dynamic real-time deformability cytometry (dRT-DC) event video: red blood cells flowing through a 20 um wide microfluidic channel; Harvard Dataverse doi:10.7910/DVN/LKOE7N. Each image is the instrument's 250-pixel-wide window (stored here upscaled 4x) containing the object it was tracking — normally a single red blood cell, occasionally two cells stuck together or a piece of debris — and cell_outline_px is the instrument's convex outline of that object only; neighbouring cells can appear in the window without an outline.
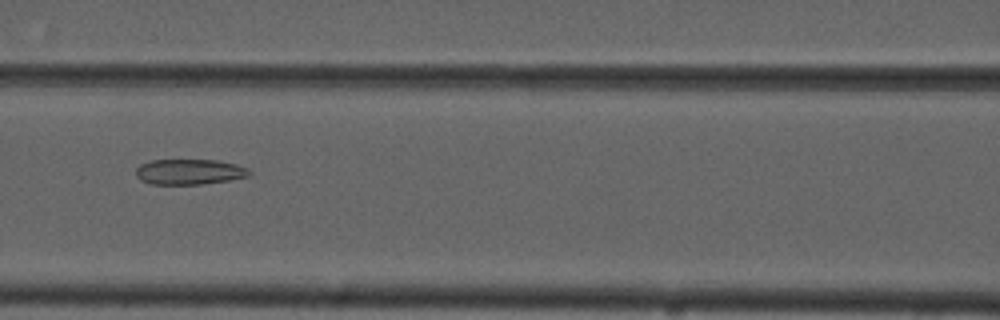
{"species": "common noctule bat (a hibernating species)", "species_latin": "Nyctalus noctula", "temperature_condition": "cold", "stored_images_in_passage": 10, "camera_frame_rate_fps": 3000, "um_per_image_px": 0.085, "animal": {"sex": "male", "forearm_length_mm": 52.5}, "frame": {"image": 1, "passage_image": 6, "time_ms": 7.0, "image_size_px": [1000, 320], "cell_outline_px": [[252, 172], [248, 176], [228, 180], [200, 184], [152, 184], [140, 180], [136, 176], [136, 168], [140, 164], [152, 160], [216, 160], [236, 164], [248, 168]], "centroid_in_image_um": [16.08, 14.6], "position_along_channel_um": 150.5, "area_um2": 16.76}}
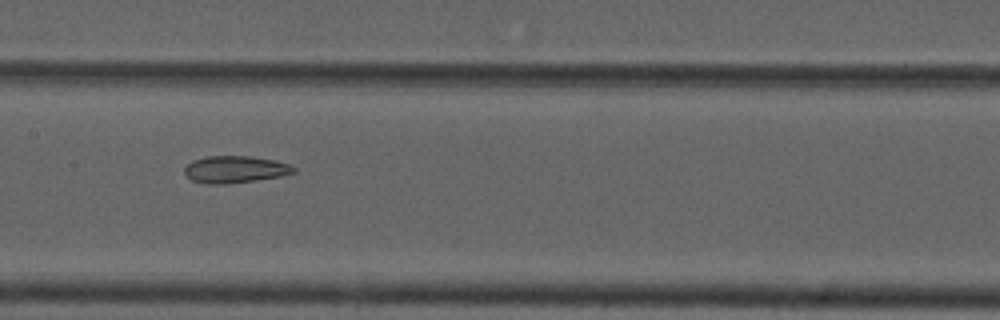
{"frame": {"image": 2, "passage_image": 7, "time_ms": 8.0, "image_size_px": [1000, 320], "cell_outline_px": [[296, 172], [280, 176], [256, 180], [224, 184], [208, 184], [192, 180], [184, 172], [184, 168], [192, 160], [208, 156], [252, 156], [276, 160], [288, 164], [296, 168]], "centroid_in_image_um": [19.99, 14.39], "position_along_channel_um": 187.4, "area_um2": 17.17}}
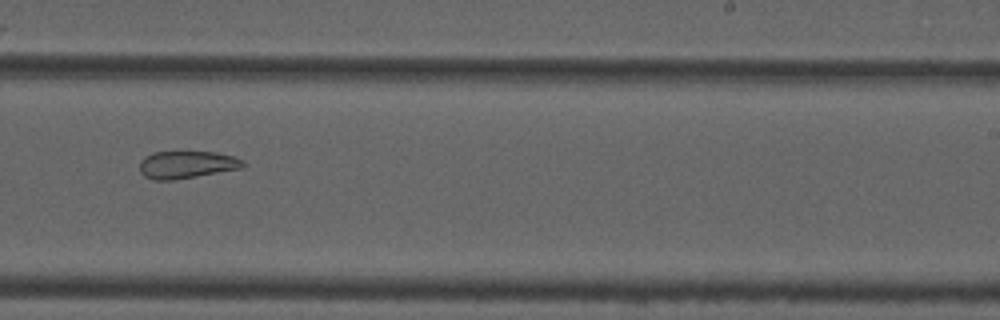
{"frame": {"image": 3, "passage_image": 9, "time_ms": 10.333, "image_size_px": [1000, 320], "cell_outline_px": [[244, 164], [240, 168], [196, 176], [172, 180], [152, 180], [144, 176], [140, 172], [140, 160], [144, 156], [152, 152], [216, 152], [232, 156], [244, 160]], "centroid_in_image_um": [15.81, 13.99], "position_along_channel_um": 273.2, "area_um2": 16.42}}